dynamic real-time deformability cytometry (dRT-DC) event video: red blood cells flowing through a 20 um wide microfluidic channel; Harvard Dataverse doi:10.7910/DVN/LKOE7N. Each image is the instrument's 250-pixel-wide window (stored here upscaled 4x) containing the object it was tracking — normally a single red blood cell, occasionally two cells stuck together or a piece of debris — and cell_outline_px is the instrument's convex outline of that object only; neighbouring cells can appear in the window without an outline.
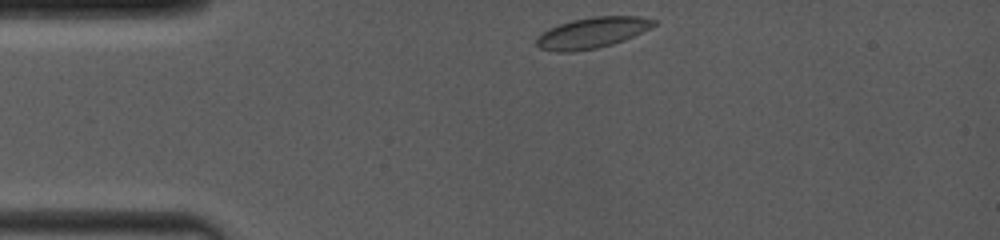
{"species": "common noctule bat (a hibernating species)", "species_latin": "Nyctalus noctula", "temperature_condition": "room temperature", "stored_images_in_passage": 42, "camera_frame_rate_fps": 4000, "um_per_image_px": 0.085, "animal": {"sex": "female", "body_mass_g": 19.0, "forearm_length_mm": 53.3}, "frame": {"image": 1, "passage_image": 1, "time_ms": 0.0, "image_size_px": [1000, 240], "cell_outline_px": [[656, 24], [652, 28], [624, 40], [612, 44], [596, 48], [572, 52], [556, 52], [540, 48], [536, 44], [536, 40], [548, 28], [572, 20], [596, 16], [640, 16], [656, 20]], "centroid_in_image_um": [50.37, 2.78], "position_along_channel_um": 34.6, "area_um2": 20.98}}
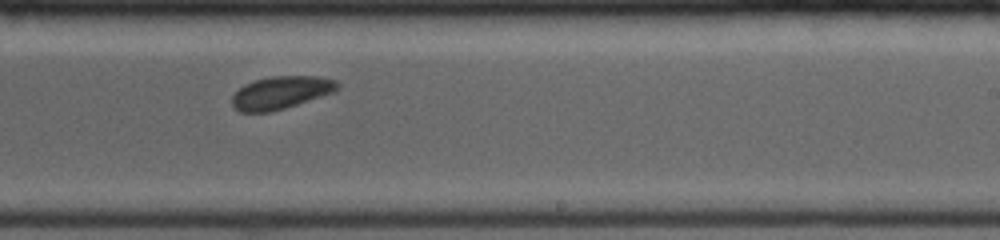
{"frame": {"image": 2, "passage_image": 24, "time_ms": 6.75, "image_size_px": [1000, 240], "cell_outline_px": [[340, 88], [336, 92], [284, 108], [268, 112], [240, 112], [232, 108], [232, 96], [244, 84], [256, 80], [272, 76], [320, 76], [336, 80], [340, 84]], "centroid_in_image_um": [23.91, 7.87], "position_along_channel_um": 265.1, "area_um2": 20.23}}
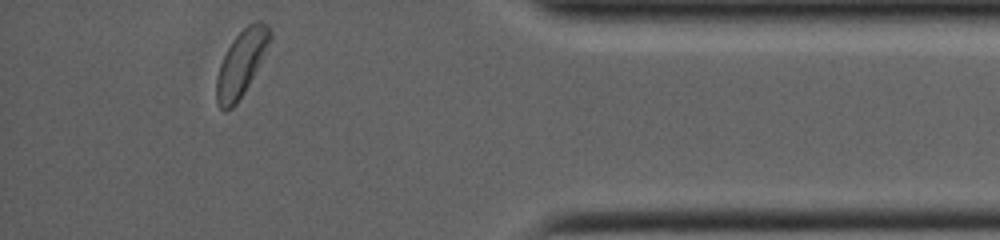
{"frame": {"image": 3, "passage_image": 41, "time_ms": 11.0, "image_size_px": [1000, 240], "cell_outline_px": [[272, 40], [244, 92], [236, 104], [232, 108], [224, 112], [216, 104], [216, 76], [220, 64], [232, 40], [248, 24], [256, 20], [260, 20], [268, 24], [272, 32]], "centroid_in_image_um": [20.51, 5.36], "position_along_channel_um": 414.7, "area_um2": 20.52}, "authors_computed_cell_mechanics": {"area_um2": 20.519, "velocity_mm_per_s": 4.0277, "shape_relaxation_time_tau1_ms": 1.0579, "shape_relaxation_time_tau2_ms": null, "deformation_change_tau1": 0.0573, "deformation_change_tau2": null}}